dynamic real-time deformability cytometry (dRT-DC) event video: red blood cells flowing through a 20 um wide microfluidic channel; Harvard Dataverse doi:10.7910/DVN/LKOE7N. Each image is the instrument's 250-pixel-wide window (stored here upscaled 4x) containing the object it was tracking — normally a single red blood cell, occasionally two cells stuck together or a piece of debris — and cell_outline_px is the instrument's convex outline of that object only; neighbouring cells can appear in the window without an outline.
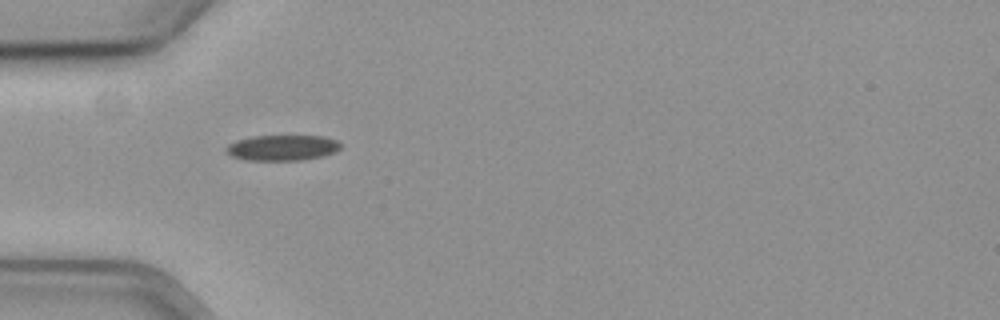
{"species": "common noctule bat (a hibernating species)", "species_latin": "Nyctalus noctula", "temperature_condition": "cold", "stored_images_in_passage": 24, "camera_frame_rate_fps": 3000, "um_per_image_px": 0.085, "animal": {"sex": "female", "body_mass_g": 19.3, "forearm_length_mm": 54.1}, "frame": {"image": 1, "passage_image": 1, "time_ms": 0.0, "image_size_px": [1000, 320], "cell_outline_px": [[340, 148], [336, 152], [324, 156], [300, 160], [244, 160], [232, 156], [224, 152], [224, 148], [228, 144], [236, 140], [252, 136], [324, 136], [336, 140], [340, 144]], "centroid_in_image_um": [23.96, 12.56], "position_along_channel_um": 61.0, "area_um2": 17.22}}